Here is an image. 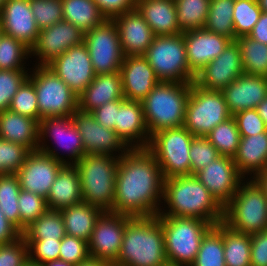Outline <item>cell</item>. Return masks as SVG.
I'll return each mask as SVG.
<instances>
[{
	"label": "cell",
	"instance_id": "cell-1",
	"mask_svg": "<svg viewBox=\"0 0 267 266\" xmlns=\"http://www.w3.org/2000/svg\"><path fill=\"white\" fill-rule=\"evenodd\" d=\"M163 189L164 177L154 155L147 148L129 149L119 157L110 212L132 218L158 215Z\"/></svg>",
	"mask_w": 267,
	"mask_h": 266
},
{
	"label": "cell",
	"instance_id": "cell-2",
	"mask_svg": "<svg viewBox=\"0 0 267 266\" xmlns=\"http://www.w3.org/2000/svg\"><path fill=\"white\" fill-rule=\"evenodd\" d=\"M161 200H164L169 210L161 209L159 216L197 218L211 225L223 221L224 207L195 175L164 180Z\"/></svg>",
	"mask_w": 267,
	"mask_h": 266
},
{
	"label": "cell",
	"instance_id": "cell-3",
	"mask_svg": "<svg viewBox=\"0 0 267 266\" xmlns=\"http://www.w3.org/2000/svg\"><path fill=\"white\" fill-rule=\"evenodd\" d=\"M113 266H169L158 215L133 217L126 223L121 251Z\"/></svg>",
	"mask_w": 267,
	"mask_h": 266
},
{
	"label": "cell",
	"instance_id": "cell-4",
	"mask_svg": "<svg viewBox=\"0 0 267 266\" xmlns=\"http://www.w3.org/2000/svg\"><path fill=\"white\" fill-rule=\"evenodd\" d=\"M191 85L160 81L141 101L150 136L162 129L183 126Z\"/></svg>",
	"mask_w": 267,
	"mask_h": 266
},
{
	"label": "cell",
	"instance_id": "cell-5",
	"mask_svg": "<svg viewBox=\"0 0 267 266\" xmlns=\"http://www.w3.org/2000/svg\"><path fill=\"white\" fill-rule=\"evenodd\" d=\"M120 154L86 153L76 164L80 177L83 202L103 211H111Z\"/></svg>",
	"mask_w": 267,
	"mask_h": 266
},
{
	"label": "cell",
	"instance_id": "cell-6",
	"mask_svg": "<svg viewBox=\"0 0 267 266\" xmlns=\"http://www.w3.org/2000/svg\"><path fill=\"white\" fill-rule=\"evenodd\" d=\"M169 266H190L205 233L213 226L197 218L159 216Z\"/></svg>",
	"mask_w": 267,
	"mask_h": 266
},
{
	"label": "cell",
	"instance_id": "cell-7",
	"mask_svg": "<svg viewBox=\"0 0 267 266\" xmlns=\"http://www.w3.org/2000/svg\"><path fill=\"white\" fill-rule=\"evenodd\" d=\"M222 222L232 230L249 235L267 230V199L253 178L240 183L224 206Z\"/></svg>",
	"mask_w": 267,
	"mask_h": 266
},
{
	"label": "cell",
	"instance_id": "cell-8",
	"mask_svg": "<svg viewBox=\"0 0 267 266\" xmlns=\"http://www.w3.org/2000/svg\"><path fill=\"white\" fill-rule=\"evenodd\" d=\"M193 137L184 126L162 129L151 135L147 149L157 160L164 180L191 175L189 152Z\"/></svg>",
	"mask_w": 267,
	"mask_h": 266
},
{
	"label": "cell",
	"instance_id": "cell-9",
	"mask_svg": "<svg viewBox=\"0 0 267 266\" xmlns=\"http://www.w3.org/2000/svg\"><path fill=\"white\" fill-rule=\"evenodd\" d=\"M143 56L160 81L192 83L195 80L187 63L183 32L179 35L155 36Z\"/></svg>",
	"mask_w": 267,
	"mask_h": 266
},
{
	"label": "cell",
	"instance_id": "cell-10",
	"mask_svg": "<svg viewBox=\"0 0 267 266\" xmlns=\"http://www.w3.org/2000/svg\"><path fill=\"white\" fill-rule=\"evenodd\" d=\"M33 82L39 109V122L47 117L72 116L78 110V96L47 66L33 68Z\"/></svg>",
	"mask_w": 267,
	"mask_h": 266
},
{
	"label": "cell",
	"instance_id": "cell-11",
	"mask_svg": "<svg viewBox=\"0 0 267 266\" xmlns=\"http://www.w3.org/2000/svg\"><path fill=\"white\" fill-rule=\"evenodd\" d=\"M230 117L222 91L206 90L192 82L183 124L192 135L206 137Z\"/></svg>",
	"mask_w": 267,
	"mask_h": 266
},
{
	"label": "cell",
	"instance_id": "cell-12",
	"mask_svg": "<svg viewBox=\"0 0 267 266\" xmlns=\"http://www.w3.org/2000/svg\"><path fill=\"white\" fill-rule=\"evenodd\" d=\"M45 143L38 145V150L30 152L16 174L22 190L46 199L60 168L71 162Z\"/></svg>",
	"mask_w": 267,
	"mask_h": 266
},
{
	"label": "cell",
	"instance_id": "cell-13",
	"mask_svg": "<svg viewBox=\"0 0 267 266\" xmlns=\"http://www.w3.org/2000/svg\"><path fill=\"white\" fill-rule=\"evenodd\" d=\"M83 42L87 46L96 75L120 71L124 54L113 19H106L86 32Z\"/></svg>",
	"mask_w": 267,
	"mask_h": 266
},
{
	"label": "cell",
	"instance_id": "cell-14",
	"mask_svg": "<svg viewBox=\"0 0 267 266\" xmlns=\"http://www.w3.org/2000/svg\"><path fill=\"white\" fill-rule=\"evenodd\" d=\"M131 218L127 215L104 211L96 221L88 242L90 257L114 264L121 251L126 223Z\"/></svg>",
	"mask_w": 267,
	"mask_h": 266
},
{
	"label": "cell",
	"instance_id": "cell-15",
	"mask_svg": "<svg viewBox=\"0 0 267 266\" xmlns=\"http://www.w3.org/2000/svg\"><path fill=\"white\" fill-rule=\"evenodd\" d=\"M79 96L96 76L84 42L72 46L47 65Z\"/></svg>",
	"mask_w": 267,
	"mask_h": 266
},
{
	"label": "cell",
	"instance_id": "cell-16",
	"mask_svg": "<svg viewBox=\"0 0 267 266\" xmlns=\"http://www.w3.org/2000/svg\"><path fill=\"white\" fill-rule=\"evenodd\" d=\"M84 40V33L67 21L39 30L37 41L30 49V56H38L37 66H47L72 46Z\"/></svg>",
	"mask_w": 267,
	"mask_h": 266
},
{
	"label": "cell",
	"instance_id": "cell-17",
	"mask_svg": "<svg viewBox=\"0 0 267 266\" xmlns=\"http://www.w3.org/2000/svg\"><path fill=\"white\" fill-rule=\"evenodd\" d=\"M244 73L240 49L234 40L195 75L194 83L206 90L222 91Z\"/></svg>",
	"mask_w": 267,
	"mask_h": 266
},
{
	"label": "cell",
	"instance_id": "cell-18",
	"mask_svg": "<svg viewBox=\"0 0 267 266\" xmlns=\"http://www.w3.org/2000/svg\"><path fill=\"white\" fill-rule=\"evenodd\" d=\"M195 176L223 207L232 199L245 179L238 172L233 159L228 156H219Z\"/></svg>",
	"mask_w": 267,
	"mask_h": 266
},
{
	"label": "cell",
	"instance_id": "cell-19",
	"mask_svg": "<svg viewBox=\"0 0 267 266\" xmlns=\"http://www.w3.org/2000/svg\"><path fill=\"white\" fill-rule=\"evenodd\" d=\"M72 119L80 132L85 153L115 156L114 152L121 151V156L129 150L113 129L100 125L91 113L77 110Z\"/></svg>",
	"mask_w": 267,
	"mask_h": 266
},
{
	"label": "cell",
	"instance_id": "cell-20",
	"mask_svg": "<svg viewBox=\"0 0 267 266\" xmlns=\"http://www.w3.org/2000/svg\"><path fill=\"white\" fill-rule=\"evenodd\" d=\"M183 37L187 63L194 75L217 58L232 41L205 28L184 31Z\"/></svg>",
	"mask_w": 267,
	"mask_h": 266
},
{
	"label": "cell",
	"instance_id": "cell-21",
	"mask_svg": "<svg viewBox=\"0 0 267 266\" xmlns=\"http://www.w3.org/2000/svg\"><path fill=\"white\" fill-rule=\"evenodd\" d=\"M0 26L4 34L22 41L30 49L37 41L39 28L30 0H6L0 9Z\"/></svg>",
	"mask_w": 267,
	"mask_h": 266
},
{
	"label": "cell",
	"instance_id": "cell-22",
	"mask_svg": "<svg viewBox=\"0 0 267 266\" xmlns=\"http://www.w3.org/2000/svg\"><path fill=\"white\" fill-rule=\"evenodd\" d=\"M124 98L141 102L160 82L143 55L124 56L120 67Z\"/></svg>",
	"mask_w": 267,
	"mask_h": 266
},
{
	"label": "cell",
	"instance_id": "cell-23",
	"mask_svg": "<svg viewBox=\"0 0 267 266\" xmlns=\"http://www.w3.org/2000/svg\"><path fill=\"white\" fill-rule=\"evenodd\" d=\"M48 136H52L51 139L53 138L57 145L64 147L72 165L86 154L83 140L72 116L42 118L39 122L38 145H43Z\"/></svg>",
	"mask_w": 267,
	"mask_h": 266
},
{
	"label": "cell",
	"instance_id": "cell-24",
	"mask_svg": "<svg viewBox=\"0 0 267 266\" xmlns=\"http://www.w3.org/2000/svg\"><path fill=\"white\" fill-rule=\"evenodd\" d=\"M114 131L129 149L148 147L151 136L145 124L141 102L119 100Z\"/></svg>",
	"mask_w": 267,
	"mask_h": 266
},
{
	"label": "cell",
	"instance_id": "cell-25",
	"mask_svg": "<svg viewBox=\"0 0 267 266\" xmlns=\"http://www.w3.org/2000/svg\"><path fill=\"white\" fill-rule=\"evenodd\" d=\"M124 56L144 55L155 37L142 15L133 9L113 18Z\"/></svg>",
	"mask_w": 267,
	"mask_h": 266
},
{
	"label": "cell",
	"instance_id": "cell-26",
	"mask_svg": "<svg viewBox=\"0 0 267 266\" xmlns=\"http://www.w3.org/2000/svg\"><path fill=\"white\" fill-rule=\"evenodd\" d=\"M231 115L248 109H256L267 97V77L242 74L222 90Z\"/></svg>",
	"mask_w": 267,
	"mask_h": 266
},
{
	"label": "cell",
	"instance_id": "cell-27",
	"mask_svg": "<svg viewBox=\"0 0 267 266\" xmlns=\"http://www.w3.org/2000/svg\"><path fill=\"white\" fill-rule=\"evenodd\" d=\"M121 99L125 98L120 72L98 74L78 96V110L91 113L104 104Z\"/></svg>",
	"mask_w": 267,
	"mask_h": 266
},
{
	"label": "cell",
	"instance_id": "cell-28",
	"mask_svg": "<svg viewBox=\"0 0 267 266\" xmlns=\"http://www.w3.org/2000/svg\"><path fill=\"white\" fill-rule=\"evenodd\" d=\"M83 202L80 177L75 165L64 164L46 198L48 209L61 210Z\"/></svg>",
	"mask_w": 267,
	"mask_h": 266
},
{
	"label": "cell",
	"instance_id": "cell-29",
	"mask_svg": "<svg viewBox=\"0 0 267 266\" xmlns=\"http://www.w3.org/2000/svg\"><path fill=\"white\" fill-rule=\"evenodd\" d=\"M137 11L148 23L155 36L179 35L174 0H136Z\"/></svg>",
	"mask_w": 267,
	"mask_h": 266
},
{
	"label": "cell",
	"instance_id": "cell-30",
	"mask_svg": "<svg viewBox=\"0 0 267 266\" xmlns=\"http://www.w3.org/2000/svg\"><path fill=\"white\" fill-rule=\"evenodd\" d=\"M238 172L254 178L267 167V130L249 137H241L238 149L233 156Z\"/></svg>",
	"mask_w": 267,
	"mask_h": 266
},
{
	"label": "cell",
	"instance_id": "cell-31",
	"mask_svg": "<svg viewBox=\"0 0 267 266\" xmlns=\"http://www.w3.org/2000/svg\"><path fill=\"white\" fill-rule=\"evenodd\" d=\"M39 123L10 110L0 113V138L38 150Z\"/></svg>",
	"mask_w": 267,
	"mask_h": 266
},
{
	"label": "cell",
	"instance_id": "cell-32",
	"mask_svg": "<svg viewBox=\"0 0 267 266\" xmlns=\"http://www.w3.org/2000/svg\"><path fill=\"white\" fill-rule=\"evenodd\" d=\"M60 212L66 235L89 242L96 221L104 211L96 206L81 202L61 209Z\"/></svg>",
	"mask_w": 267,
	"mask_h": 266
},
{
	"label": "cell",
	"instance_id": "cell-33",
	"mask_svg": "<svg viewBox=\"0 0 267 266\" xmlns=\"http://www.w3.org/2000/svg\"><path fill=\"white\" fill-rule=\"evenodd\" d=\"M61 1L63 20L72 23L84 34L106 20L94 0Z\"/></svg>",
	"mask_w": 267,
	"mask_h": 266
},
{
	"label": "cell",
	"instance_id": "cell-34",
	"mask_svg": "<svg viewBox=\"0 0 267 266\" xmlns=\"http://www.w3.org/2000/svg\"><path fill=\"white\" fill-rule=\"evenodd\" d=\"M224 259L226 266H251V238L232 230L222 222Z\"/></svg>",
	"mask_w": 267,
	"mask_h": 266
},
{
	"label": "cell",
	"instance_id": "cell-35",
	"mask_svg": "<svg viewBox=\"0 0 267 266\" xmlns=\"http://www.w3.org/2000/svg\"><path fill=\"white\" fill-rule=\"evenodd\" d=\"M190 266H226L222 222L213 225L205 233L198 254Z\"/></svg>",
	"mask_w": 267,
	"mask_h": 266
},
{
	"label": "cell",
	"instance_id": "cell-36",
	"mask_svg": "<svg viewBox=\"0 0 267 266\" xmlns=\"http://www.w3.org/2000/svg\"><path fill=\"white\" fill-rule=\"evenodd\" d=\"M66 235L60 210L48 209L22 232L25 240H54Z\"/></svg>",
	"mask_w": 267,
	"mask_h": 266
},
{
	"label": "cell",
	"instance_id": "cell-37",
	"mask_svg": "<svg viewBox=\"0 0 267 266\" xmlns=\"http://www.w3.org/2000/svg\"><path fill=\"white\" fill-rule=\"evenodd\" d=\"M235 41L240 49L244 72L267 77V44L255 41L248 36L238 37Z\"/></svg>",
	"mask_w": 267,
	"mask_h": 266
},
{
	"label": "cell",
	"instance_id": "cell-38",
	"mask_svg": "<svg viewBox=\"0 0 267 266\" xmlns=\"http://www.w3.org/2000/svg\"><path fill=\"white\" fill-rule=\"evenodd\" d=\"M233 10L234 0H210L204 28L234 41Z\"/></svg>",
	"mask_w": 267,
	"mask_h": 266
},
{
	"label": "cell",
	"instance_id": "cell-39",
	"mask_svg": "<svg viewBox=\"0 0 267 266\" xmlns=\"http://www.w3.org/2000/svg\"><path fill=\"white\" fill-rule=\"evenodd\" d=\"M178 27L182 32L204 28L210 0H174Z\"/></svg>",
	"mask_w": 267,
	"mask_h": 266
},
{
	"label": "cell",
	"instance_id": "cell-40",
	"mask_svg": "<svg viewBox=\"0 0 267 266\" xmlns=\"http://www.w3.org/2000/svg\"><path fill=\"white\" fill-rule=\"evenodd\" d=\"M20 183L17 174L0 175V209L5 218L20 230V212L18 198Z\"/></svg>",
	"mask_w": 267,
	"mask_h": 266
},
{
	"label": "cell",
	"instance_id": "cell-41",
	"mask_svg": "<svg viewBox=\"0 0 267 266\" xmlns=\"http://www.w3.org/2000/svg\"><path fill=\"white\" fill-rule=\"evenodd\" d=\"M206 138L218 150L221 156L233 158L241 138L235 118L232 116L218 124L206 135Z\"/></svg>",
	"mask_w": 267,
	"mask_h": 266
},
{
	"label": "cell",
	"instance_id": "cell-42",
	"mask_svg": "<svg viewBox=\"0 0 267 266\" xmlns=\"http://www.w3.org/2000/svg\"><path fill=\"white\" fill-rule=\"evenodd\" d=\"M26 57H30V48L22 41L2 33L0 37V70H26L23 63L24 59H27Z\"/></svg>",
	"mask_w": 267,
	"mask_h": 266
},
{
	"label": "cell",
	"instance_id": "cell-43",
	"mask_svg": "<svg viewBox=\"0 0 267 266\" xmlns=\"http://www.w3.org/2000/svg\"><path fill=\"white\" fill-rule=\"evenodd\" d=\"M262 11L257 0H234L233 24L235 39L248 36Z\"/></svg>",
	"mask_w": 267,
	"mask_h": 266
},
{
	"label": "cell",
	"instance_id": "cell-44",
	"mask_svg": "<svg viewBox=\"0 0 267 266\" xmlns=\"http://www.w3.org/2000/svg\"><path fill=\"white\" fill-rule=\"evenodd\" d=\"M18 208L20 212L21 232L48 210L44 197L22 189L18 198Z\"/></svg>",
	"mask_w": 267,
	"mask_h": 266
},
{
	"label": "cell",
	"instance_id": "cell-45",
	"mask_svg": "<svg viewBox=\"0 0 267 266\" xmlns=\"http://www.w3.org/2000/svg\"><path fill=\"white\" fill-rule=\"evenodd\" d=\"M9 110L39 123V109L33 82L27 78L13 96Z\"/></svg>",
	"mask_w": 267,
	"mask_h": 266
},
{
	"label": "cell",
	"instance_id": "cell-46",
	"mask_svg": "<svg viewBox=\"0 0 267 266\" xmlns=\"http://www.w3.org/2000/svg\"><path fill=\"white\" fill-rule=\"evenodd\" d=\"M30 152L23 145L0 138V175L16 174Z\"/></svg>",
	"mask_w": 267,
	"mask_h": 266
},
{
	"label": "cell",
	"instance_id": "cell-47",
	"mask_svg": "<svg viewBox=\"0 0 267 266\" xmlns=\"http://www.w3.org/2000/svg\"><path fill=\"white\" fill-rule=\"evenodd\" d=\"M30 7L39 30L63 20L61 0H30Z\"/></svg>",
	"mask_w": 267,
	"mask_h": 266
},
{
	"label": "cell",
	"instance_id": "cell-48",
	"mask_svg": "<svg viewBox=\"0 0 267 266\" xmlns=\"http://www.w3.org/2000/svg\"><path fill=\"white\" fill-rule=\"evenodd\" d=\"M221 156L218 150L204 136H194L190 145L191 175H195L206 165Z\"/></svg>",
	"mask_w": 267,
	"mask_h": 266
},
{
	"label": "cell",
	"instance_id": "cell-49",
	"mask_svg": "<svg viewBox=\"0 0 267 266\" xmlns=\"http://www.w3.org/2000/svg\"><path fill=\"white\" fill-rule=\"evenodd\" d=\"M27 70H0V113L9 110L13 96L28 78Z\"/></svg>",
	"mask_w": 267,
	"mask_h": 266
},
{
	"label": "cell",
	"instance_id": "cell-50",
	"mask_svg": "<svg viewBox=\"0 0 267 266\" xmlns=\"http://www.w3.org/2000/svg\"><path fill=\"white\" fill-rule=\"evenodd\" d=\"M90 258L88 242L69 235H65L61 239L59 260L76 266Z\"/></svg>",
	"mask_w": 267,
	"mask_h": 266
},
{
	"label": "cell",
	"instance_id": "cell-51",
	"mask_svg": "<svg viewBox=\"0 0 267 266\" xmlns=\"http://www.w3.org/2000/svg\"><path fill=\"white\" fill-rule=\"evenodd\" d=\"M28 245V256L31 261L44 264L59 260L61 239L54 240H25Z\"/></svg>",
	"mask_w": 267,
	"mask_h": 266
},
{
	"label": "cell",
	"instance_id": "cell-52",
	"mask_svg": "<svg viewBox=\"0 0 267 266\" xmlns=\"http://www.w3.org/2000/svg\"><path fill=\"white\" fill-rule=\"evenodd\" d=\"M28 259V245L23 236L0 245V266H23Z\"/></svg>",
	"mask_w": 267,
	"mask_h": 266
},
{
	"label": "cell",
	"instance_id": "cell-53",
	"mask_svg": "<svg viewBox=\"0 0 267 266\" xmlns=\"http://www.w3.org/2000/svg\"><path fill=\"white\" fill-rule=\"evenodd\" d=\"M233 117L236 120L241 137H249L267 130L264 121L258 115L256 109L240 111L233 115Z\"/></svg>",
	"mask_w": 267,
	"mask_h": 266
},
{
	"label": "cell",
	"instance_id": "cell-54",
	"mask_svg": "<svg viewBox=\"0 0 267 266\" xmlns=\"http://www.w3.org/2000/svg\"><path fill=\"white\" fill-rule=\"evenodd\" d=\"M251 266H267V230L250 235Z\"/></svg>",
	"mask_w": 267,
	"mask_h": 266
},
{
	"label": "cell",
	"instance_id": "cell-55",
	"mask_svg": "<svg viewBox=\"0 0 267 266\" xmlns=\"http://www.w3.org/2000/svg\"><path fill=\"white\" fill-rule=\"evenodd\" d=\"M106 19L135 9L136 0H94Z\"/></svg>",
	"mask_w": 267,
	"mask_h": 266
},
{
	"label": "cell",
	"instance_id": "cell-56",
	"mask_svg": "<svg viewBox=\"0 0 267 266\" xmlns=\"http://www.w3.org/2000/svg\"><path fill=\"white\" fill-rule=\"evenodd\" d=\"M117 110H119V100L104 104L93 110L91 114L100 125L114 130L117 121Z\"/></svg>",
	"mask_w": 267,
	"mask_h": 266
},
{
	"label": "cell",
	"instance_id": "cell-57",
	"mask_svg": "<svg viewBox=\"0 0 267 266\" xmlns=\"http://www.w3.org/2000/svg\"><path fill=\"white\" fill-rule=\"evenodd\" d=\"M22 236V232L8 219L0 209V245L9 244Z\"/></svg>",
	"mask_w": 267,
	"mask_h": 266
},
{
	"label": "cell",
	"instance_id": "cell-58",
	"mask_svg": "<svg viewBox=\"0 0 267 266\" xmlns=\"http://www.w3.org/2000/svg\"><path fill=\"white\" fill-rule=\"evenodd\" d=\"M248 37L260 43L267 44V13L262 12Z\"/></svg>",
	"mask_w": 267,
	"mask_h": 266
},
{
	"label": "cell",
	"instance_id": "cell-59",
	"mask_svg": "<svg viewBox=\"0 0 267 266\" xmlns=\"http://www.w3.org/2000/svg\"><path fill=\"white\" fill-rule=\"evenodd\" d=\"M253 179L264 191L267 199V167L263 171L259 172Z\"/></svg>",
	"mask_w": 267,
	"mask_h": 266
},
{
	"label": "cell",
	"instance_id": "cell-60",
	"mask_svg": "<svg viewBox=\"0 0 267 266\" xmlns=\"http://www.w3.org/2000/svg\"><path fill=\"white\" fill-rule=\"evenodd\" d=\"M256 110L267 127V97L259 103Z\"/></svg>",
	"mask_w": 267,
	"mask_h": 266
},
{
	"label": "cell",
	"instance_id": "cell-61",
	"mask_svg": "<svg viewBox=\"0 0 267 266\" xmlns=\"http://www.w3.org/2000/svg\"><path fill=\"white\" fill-rule=\"evenodd\" d=\"M76 266H113V264L106 262V261H101V260H97V259H88L85 262H82L79 265Z\"/></svg>",
	"mask_w": 267,
	"mask_h": 266
},
{
	"label": "cell",
	"instance_id": "cell-62",
	"mask_svg": "<svg viewBox=\"0 0 267 266\" xmlns=\"http://www.w3.org/2000/svg\"><path fill=\"white\" fill-rule=\"evenodd\" d=\"M42 266H75V265L62 260H53L42 264Z\"/></svg>",
	"mask_w": 267,
	"mask_h": 266
},
{
	"label": "cell",
	"instance_id": "cell-63",
	"mask_svg": "<svg viewBox=\"0 0 267 266\" xmlns=\"http://www.w3.org/2000/svg\"><path fill=\"white\" fill-rule=\"evenodd\" d=\"M257 2L261 11L267 13V0H257Z\"/></svg>",
	"mask_w": 267,
	"mask_h": 266
},
{
	"label": "cell",
	"instance_id": "cell-64",
	"mask_svg": "<svg viewBox=\"0 0 267 266\" xmlns=\"http://www.w3.org/2000/svg\"><path fill=\"white\" fill-rule=\"evenodd\" d=\"M23 266H42V264L36 263L34 261H31L30 259H28Z\"/></svg>",
	"mask_w": 267,
	"mask_h": 266
},
{
	"label": "cell",
	"instance_id": "cell-65",
	"mask_svg": "<svg viewBox=\"0 0 267 266\" xmlns=\"http://www.w3.org/2000/svg\"><path fill=\"white\" fill-rule=\"evenodd\" d=\"M5 1L6 0H0V9L2 8V6H3V4H4Z\"/></svg>",
	"mask_w": 267,
	"mask_h": 266
},
{
	"label": "cell",
	"instance_id": "cell-66",
	"mask_svg": "<svg viewBox=\"0 0 267 266\" xmlns=\"http://www.w3.org/2000/svg\"><path fill=\"white\" fill-rule=\"evenodd\" d=\"M2 33H3V31L1 30V26H0V37H1Z\"/></svg>",
	"mask_w": 267,
	"mask_h": 266
}]
</instances>
